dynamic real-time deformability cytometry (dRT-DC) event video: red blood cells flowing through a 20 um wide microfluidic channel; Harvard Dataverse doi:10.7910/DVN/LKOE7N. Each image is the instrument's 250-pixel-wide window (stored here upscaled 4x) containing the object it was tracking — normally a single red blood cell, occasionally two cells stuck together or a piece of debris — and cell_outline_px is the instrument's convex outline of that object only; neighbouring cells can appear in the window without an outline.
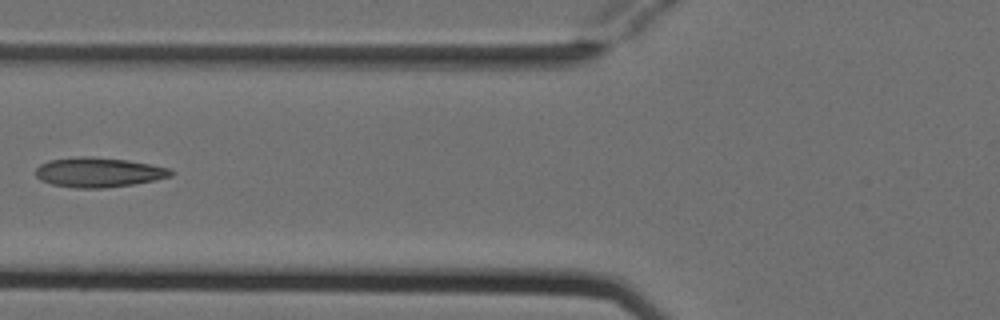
{"species": "Egyptian fruit bat (a non-hibernating species)", "species_latin": "Rousettus aegyptiacus", "temperature_condition": "cold", "stored_images_in_passage": 5, "camera_frame_rate_fps": 3000, "um_per_image_px": 0.085, "animal": {"sex": "female"}, "frame": {"image": 1, "passage_image": 5, "time_ms": 1.333, "image_size_px": [1000, 320], "cell_outline_px": [[176, 172], [172, 176], [156, 180], [132, 184], [104, 188], [76, 188], [52, 184], [40, 180], [36, 176], [36, 168], [40, 164], [48, 160], [84, 156], [92, 156], [128, 160], [172, 168]], "centroid_in_image_um": [8.42, 14.64], "position_along_channel_um": 117.4, "area_um2": 23.58}}